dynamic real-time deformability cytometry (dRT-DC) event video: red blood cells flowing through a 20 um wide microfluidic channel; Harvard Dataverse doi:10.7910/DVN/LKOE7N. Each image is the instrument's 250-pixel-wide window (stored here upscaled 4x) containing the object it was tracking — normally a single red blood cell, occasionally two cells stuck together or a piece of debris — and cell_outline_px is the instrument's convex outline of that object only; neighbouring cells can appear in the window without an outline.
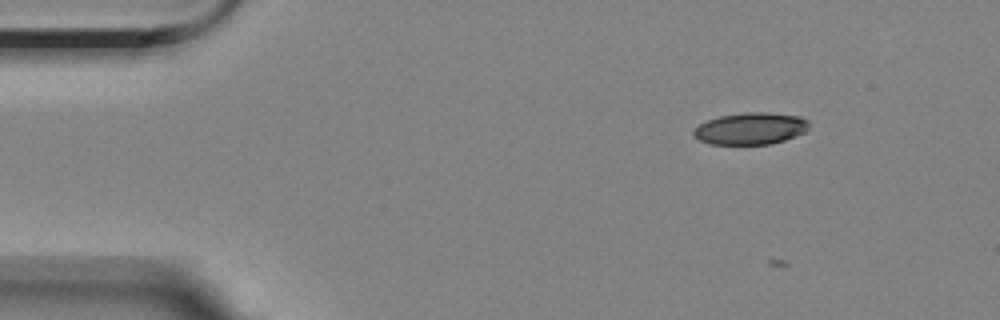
{"species": "Egyptian fruit bat (a non-hibernating species)", "species_latin": "Rousettus aegyptiacus", "temperature_condition": "room temperature", "stored_images_in_passage": 13, "camera_frame_rate_fps": 3000, "um_per_image_px": 0.085, "animal": {"sex": "female"}, "frame": {"image": 1, "passage_image": 9, "time_ms": 2.667, "image_size_px": [1000, 320], "cell_outline_px": [[808, 128], [804, 132], [784, 140], [772, 144], [708, 144], [692, 136], [692, 128], [708, 120], [720, 116], [744, 112], [764, 112], [800, 116], [808, 120]], "centroid_in_image_um": [63.76, 10.93], "position_along_channel_um": 21.2, "area_um2": 21.5}}